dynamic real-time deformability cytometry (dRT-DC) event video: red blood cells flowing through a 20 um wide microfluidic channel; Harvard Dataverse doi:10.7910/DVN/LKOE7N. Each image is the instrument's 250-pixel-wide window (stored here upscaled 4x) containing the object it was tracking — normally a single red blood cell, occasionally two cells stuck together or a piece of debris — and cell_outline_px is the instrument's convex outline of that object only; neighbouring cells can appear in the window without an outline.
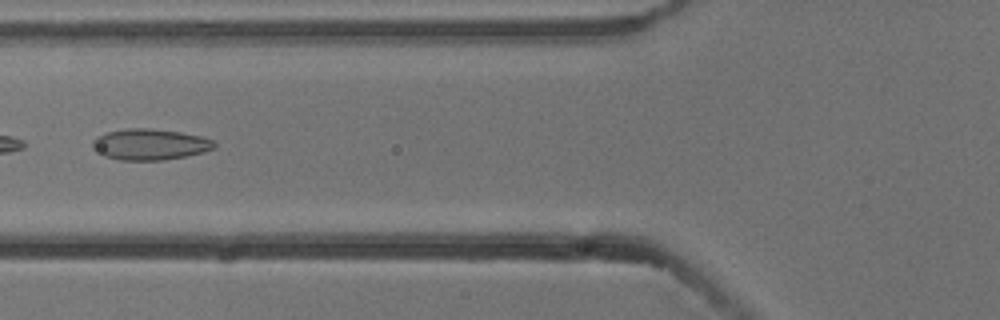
{"species": "common noctule bat (a hibernating species)", "species_latin": "Nyctalus noctula", "temperature_condition": "cold", "stored_images_in_passage": 7, "camera_frame_rate_fps": 3000, "um_per_image_px": 0.085, "animal": {"sex": "male", "body_mass_g": 13.3}, "frame": {"image": 1, "passage_image": 6, "time_ms": 1.667, "image_size_px": [1000, 320], "cell_outline_px": [[216, 148], [204, 152], [184, 156], [160, 160], [120, 160], [104, 156], [92, 148], [92, 140], [96, 136], [108, 132], [124, 128], [148, 128], [180, 132], [200, 136], [212, 140], [216, 144]], "centroid_in_image_um": [12.72, 12.27], "position_along_channel_um": 113.1, "area_um2": 22.02}}
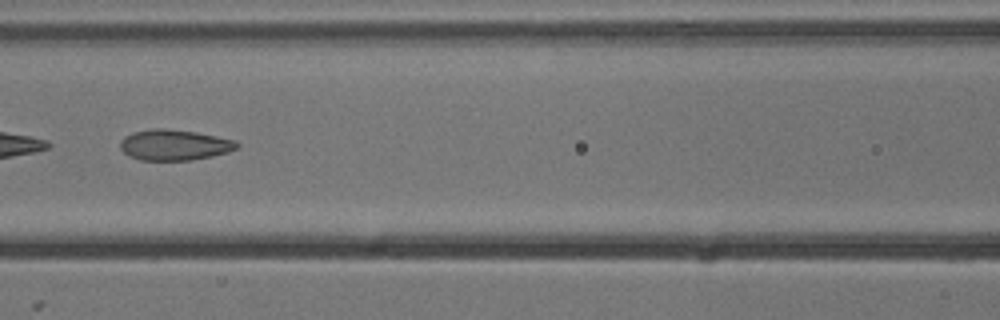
{"frame": {"image": 2, "passage_image": 7, "time_ms": 2.0, "image_size_px": [1000, 320], "cell_outline_px": [[240, 144], [236, 148], [228, 152], [212, 156], [192, 160], [140, 160], [128, 156], [120, 148], [120, 140], [124, 136], [132, 132], [152, 128], [164, 128], [196, 132], [236, 140]], "centroid_in_image_um": [14.8, 12.31], "position_along_channel_um": 151.8, "area_um2": 21.04}}